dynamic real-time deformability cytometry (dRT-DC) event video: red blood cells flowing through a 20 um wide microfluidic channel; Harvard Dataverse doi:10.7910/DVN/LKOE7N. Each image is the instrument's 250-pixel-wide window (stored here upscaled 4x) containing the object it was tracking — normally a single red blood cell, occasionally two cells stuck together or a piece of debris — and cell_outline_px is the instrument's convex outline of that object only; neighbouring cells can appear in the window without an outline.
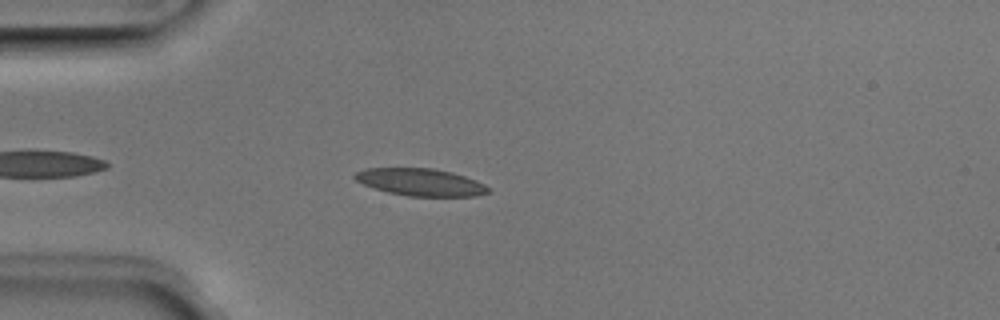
{"species": "Egyptian fruit bat (a non-hibernating species)", "species_latin": "Rousettus aegyptiacus", "temperature_condition": "room temperature", "stored_images_in_passage": 18, "camera_frame_rate_fps": 3000, "um_per_image_px": 0.085, "animal": {"sex": "male"}, "frame": {"image": 1, "passage_image": 6, "time_ms": 1.667, "image_size_px": [1000, 320], "cell_outline_px": [[492, 192], [476, 196], [408, 196], [388, 192], [364, 184], [356, 180], [352, 176], [356, 172], [364, 168], [432, 168], [452, 172], [476, 180], [484, 184]], "centroid_in_image_um": [35.76, 15.48], "position_along_channel_um": 49.2, "area_um2": 21.15}}
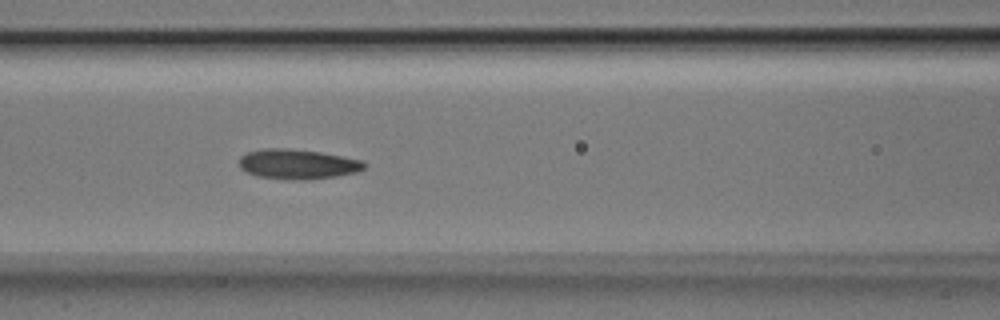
{"frame": {"image": 2, "passage_image": 14, "time_ms": 4.333, "image_size_px": [1000, 320], "cell_outline_px": [[368, 164], [364, 168], [356, 172], [336, 176], [312, 180], [296, 180], [256, 176], [244, 172], [240, 168], [240, 156], [248, 152], [264, 148], [288, 148], [320, 152], [364, 160]], "centroid_in_image_um": [25.31, 13.95], "position_along_channel_um": 141.3, "area_um2": 22.02}}
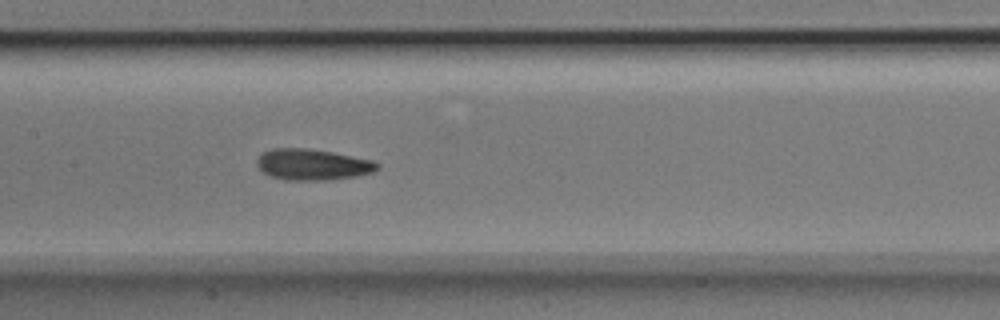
{"frame": {"image": 3, "passage_image": 17, "time_ms": 5.333, "image_size_px": [1000, 320], "cell_outline_px": [[380, 168], [372, 172], [352, 176], [328, 180], [288, 180], [272, 176], [264, 172], [256, 164], [256, 160], [264, 152], [272, 148], [308, 148], [332, 152], [372, 160], [380, 164]], "centroid_in_image_um": [26.57, 13.98], "position_along_channel_um": 180.8, "area_um2": 21.56}}